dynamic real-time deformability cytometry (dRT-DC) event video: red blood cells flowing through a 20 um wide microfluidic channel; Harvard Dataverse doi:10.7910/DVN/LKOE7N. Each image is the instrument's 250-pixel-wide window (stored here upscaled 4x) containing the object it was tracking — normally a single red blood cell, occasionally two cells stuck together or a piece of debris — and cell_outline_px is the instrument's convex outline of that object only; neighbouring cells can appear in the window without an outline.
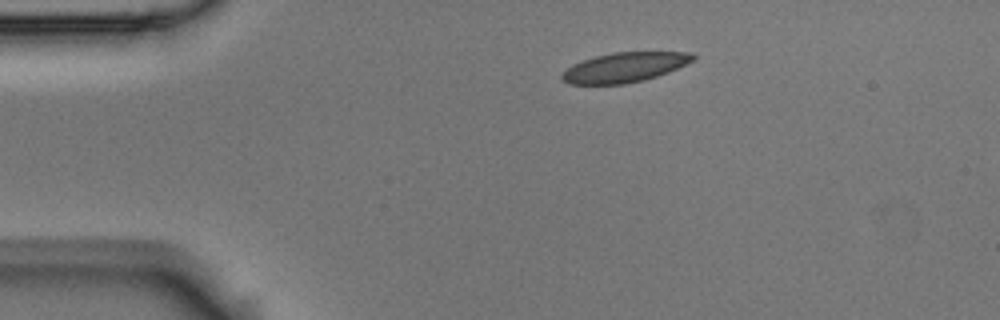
{"species": "Egyptian fruit bat (a non-hibernating species)", "species_latin": "Rousettus aegyptiacus", "temperature_condition": "room temperature", "stored_images_in_passage": 3, "camera_frame_rate_fps": 3000, "um_per_image_px": 0.085, "animal": {"sex": "male"}, "frame": {"image": 1, "passage_image": 1, "time_ms": 0.0, "image_size_px": [1000, 320], "cell_outline_px": [[696, 56], [692, 60], [668, 72], [644, 80], [624, 84], [568, 84], [560, 80], [560, 76], [572, 64], [596, 56], [612, 52], [688, 52]], "centroid_in_image_um": [53.03, 5.73], "position_along_channel_um": 32.0, "area_um2": 22.48}}